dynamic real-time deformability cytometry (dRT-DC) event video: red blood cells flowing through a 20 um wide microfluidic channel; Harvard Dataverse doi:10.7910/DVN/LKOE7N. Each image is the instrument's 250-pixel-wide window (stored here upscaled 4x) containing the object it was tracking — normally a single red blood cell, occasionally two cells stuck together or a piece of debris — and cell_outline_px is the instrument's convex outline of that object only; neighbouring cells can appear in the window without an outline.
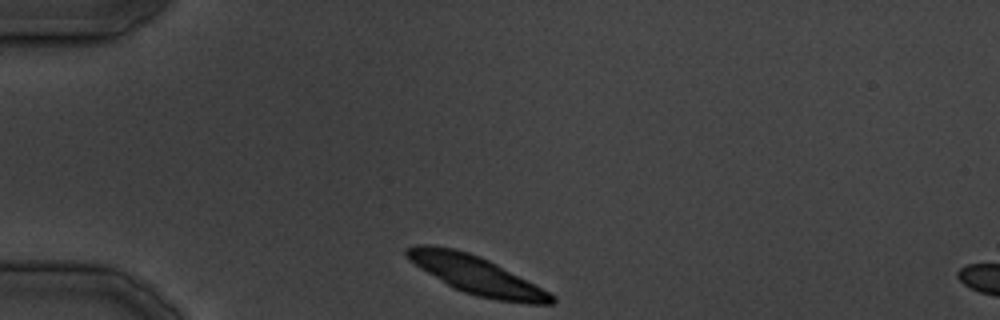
{"species": "common noctule bat (a hibernating species)", "species_latin": "Nyctalus noctula", "temperature_condition": "cold", "stored_images_in_passage": 3, "camera_frame_rate_fps": 3000, "um_per_image_px": 0.085, "animal": {"sex": "male", "body_mass_g": 19.5, "forearm_length_mm": 54.6}, "frame": {"image": 1, "passage_image": 1, "time_ms": 0.0, "image_size_px": [1000, 320], "cell_outline_px": [[556, 300], [552, 304], [528, 304], [496, 300], [476, 296], [464, 292], [448, 284], [420, 268], [408, 260], [404, 256], [404, 252], [408, 248], [416, 244], [432, 244], [456, 248], [480, 256], [496, 264], [556, 296]], "centroid_in_image_um": [40.46, 23.37], "position_along_channel_um": 44.5, "area_um2": 31.85}}